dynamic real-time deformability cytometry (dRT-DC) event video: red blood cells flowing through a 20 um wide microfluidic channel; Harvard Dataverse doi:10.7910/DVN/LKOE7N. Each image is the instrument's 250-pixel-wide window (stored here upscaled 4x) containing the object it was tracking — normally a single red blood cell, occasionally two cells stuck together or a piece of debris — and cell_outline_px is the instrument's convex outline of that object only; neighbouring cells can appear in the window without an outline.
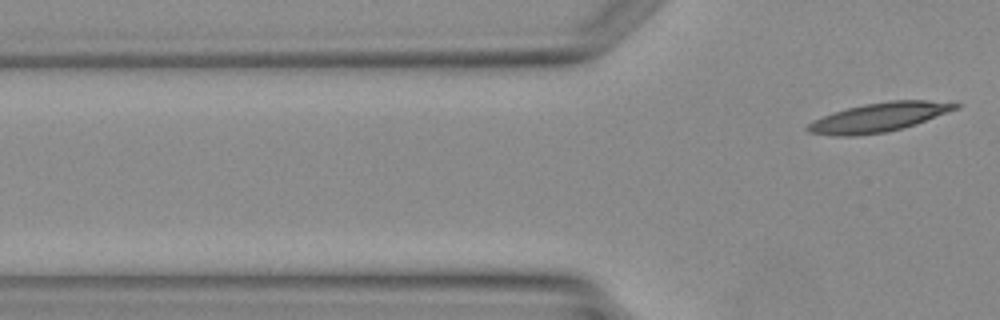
{"species": "Egyptian fruit bat (a non-hibernating species)", "species_latin": "Rousettus aegyptiacus", "temperature_condition": "warm", "stored_images_in_passage": 5, "camera_frame_rate_fps": 3000, "um_per_image_px": 0.085, "animal": {"sex": "female"}, "frame": {"image": 1, "passage_image": 5, "time_ms": 4.667, "image_size_px": [1000, 320], "cell_outline_px": [[960, 108], [900, 128], [884, 132], [856, 136], [836, 136], [808, 132], [804, 128], [812, 120], [832, 112], [864, 104], [888, 100], [928, 100], [960, 104]], "centroid_in_image_um": [74.63, 9.96], "position_along_channel_um": 51.2, "area_um2": 24.74}}